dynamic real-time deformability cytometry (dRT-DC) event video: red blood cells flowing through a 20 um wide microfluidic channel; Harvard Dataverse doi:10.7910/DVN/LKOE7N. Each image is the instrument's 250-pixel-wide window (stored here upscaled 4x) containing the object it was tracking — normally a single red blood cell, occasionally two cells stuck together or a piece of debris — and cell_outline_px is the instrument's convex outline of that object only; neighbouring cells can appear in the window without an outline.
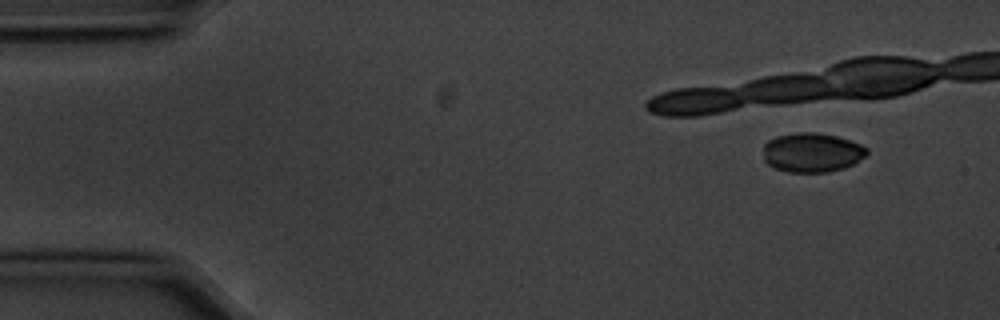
{"species": "common noctule bat (a hibernating species)", "species_latin": "Nyctalus noctula", "temperature_condition": "cold", "stored_images_in_passage": 8, "camera_frame_rate_fps": 3000, "um_per_image_px": 0.085, "animal": {"sex": "male", "body_mass_g": 20.1, "forearm_length_mm": 53.5}, "frame": {"image": 1, "passage_image": 1, "time_ms": 0.0, "image_size_px": [1000, 320], "cell_outline_px": [[868, 152], [864, 156], [852, 164], [844, 168], [828, 172], [788, 172], [776, 168], [768, 164], [764, 160], [764, 144], [768, 140], [776, 136], [796, 132], [816, 132], [836, 136], [860, 144], [868, 148]], "centroid_in_image_um": [69.0, 12.95], "position_along_channel_um": 16.0, "area_um2": 23.7}}
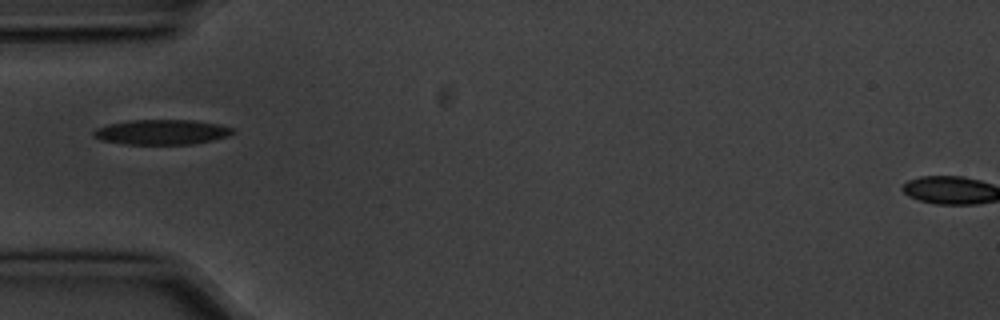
{"frame": {"image": 2, "passage_image": 6, "time_ms": 1.667, "image_size_px": [1000, 320], "cell_outline_px": [[236, 132], [228, 136], [212, 140], [192, 144], [124, 144], [100, 140], [92, 136], [92, 132], [96, 128], [108, 124], [128, 120], [192, 120], [216, 124], [232, 128]], "centroid_in_image_um": [13.7, 11.23], "position_along_channel_um": 71.3, "area_um2": 20.29}}
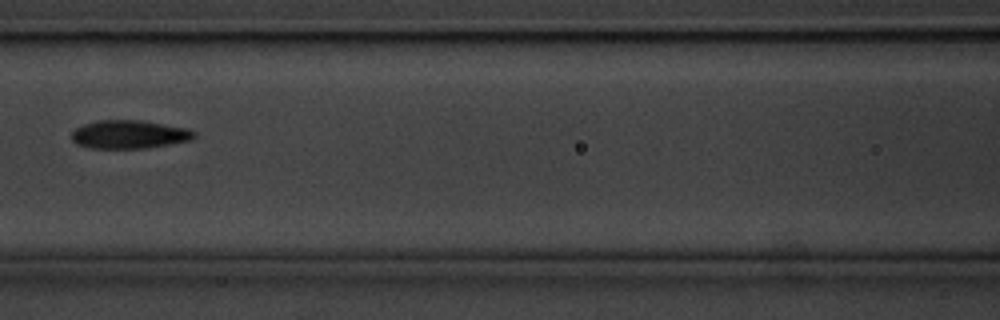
{"frame": {"image": 3, "passage_image": 8, "time_ms": 2.333, "image_size_px": [1000, 320], "cell_outline_px": [[196, 136], [192, 140], [148, 148], [88, 148], [76, 144], [72, 140], [72, 132], [76, 128], [84, 124], [96, 120], [144, 120], [188, 128], [196, 132]], "centroid_in_image_um": [11.01, 11.42], "position_along_channel_um": 155.6, "area_um2": 20.52}}